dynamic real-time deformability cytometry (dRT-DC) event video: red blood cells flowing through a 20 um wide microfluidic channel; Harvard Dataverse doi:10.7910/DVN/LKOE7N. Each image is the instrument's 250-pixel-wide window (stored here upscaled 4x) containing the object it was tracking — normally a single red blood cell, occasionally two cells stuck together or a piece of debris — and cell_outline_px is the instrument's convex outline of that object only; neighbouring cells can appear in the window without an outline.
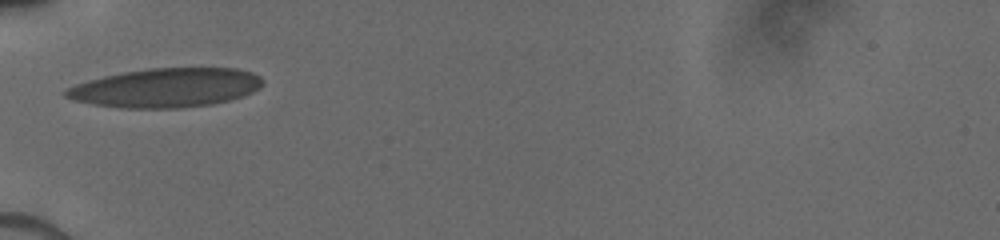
{"species": "human", "species_latin": "Homo sapiens", "temperature_condition": "cold", "stored_images_in_passage": 2, "camera_frame_rate_fps": 3000, "um_per_image_px": 0.085, "donor": {"sex": "male"}, "frame": {"image": 1, "passage_image": 1, "time_ms": 0.0, "image_size_px": [1000, 240], "cell_outline_px": [[264, 80], [260, 88], [252, 92], [228, 100], [212, 104], [176, 108], [124, 108], [92, 104], [72, 100], [64, 96], [60, 92], [76, 84], [88, 80], [104, 76], [124, 72], [148, 68], [236, 68], [252, 72], [260, 76]], "centroid_in_image_um": [14.08, 7.46], "position_along_channel_um": 70.9, "area_um2": 44.85}}